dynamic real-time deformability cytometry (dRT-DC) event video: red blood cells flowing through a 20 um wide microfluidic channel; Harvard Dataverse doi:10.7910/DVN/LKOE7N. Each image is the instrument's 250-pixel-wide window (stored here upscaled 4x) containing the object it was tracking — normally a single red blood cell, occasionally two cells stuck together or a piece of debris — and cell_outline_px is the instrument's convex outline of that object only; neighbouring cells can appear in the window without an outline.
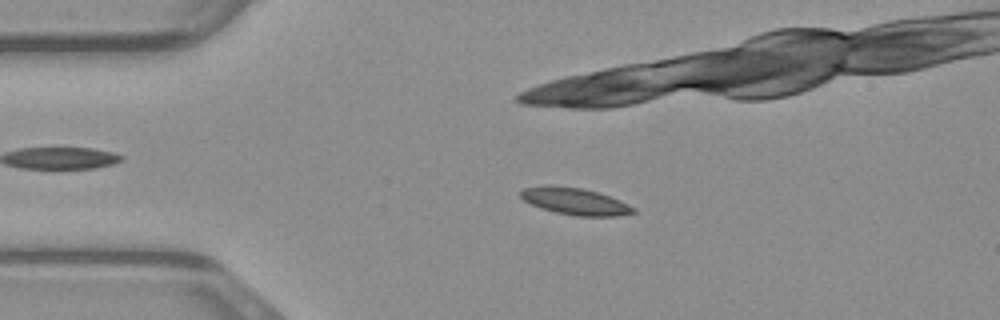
{"species": "common noctule bat (a hibernating species)", "species_latin": "Nyctalus noctula", "temperature_condition": "warm", "stored_images_in_passage": 14, "camera_frame_rate_fps": 3000, "um_per_image_px": 0.085, "animal": {"sex": "male", "body_mass_g": 23.1, "forearm_length_mm": 52.7}, "frame": {"image": 1, "passage_image": 10, "time_ms": 3.0, "image_size_px": [1000, 320], "cell_outline_px": [[636, 212], [616, 216], [576, 216], [556, 212], [532, 204], [524, 200], [520, 196], [520, 192], [524, 188], [580, 188], [596, 192], [608, 196], [636, 208]], "centroid_in_image_um": [48.96, 17.16], "position_along_channel_um": 36.0, "area_um2": 16.53}}